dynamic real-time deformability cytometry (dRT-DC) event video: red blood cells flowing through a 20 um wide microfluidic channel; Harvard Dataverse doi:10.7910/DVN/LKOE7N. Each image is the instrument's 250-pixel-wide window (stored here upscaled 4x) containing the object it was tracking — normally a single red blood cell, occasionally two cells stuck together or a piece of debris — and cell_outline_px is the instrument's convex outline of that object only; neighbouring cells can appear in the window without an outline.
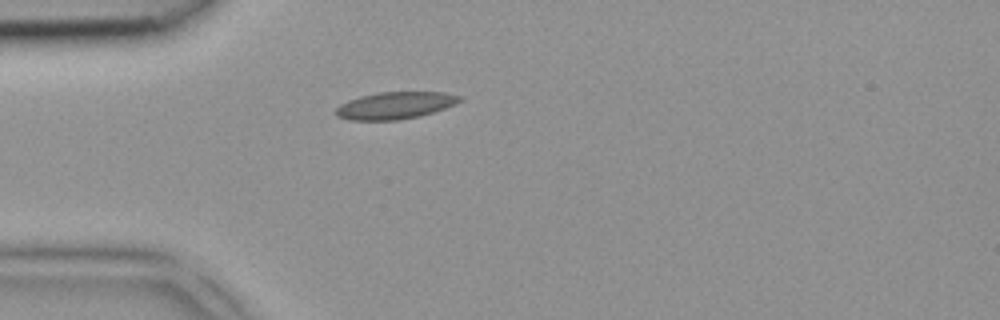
{"species": "common noctule bat (a hibernating species)", "species_latin": "Nyctalus noctula", "temperature_condition": "room temperature", "stored_images_in_passage": 5, "camera_frame_rate_fps": 3000, "um_per_image_px": 0.085, "animal": {"sex": "female", "body_mass_g": 18.4}, "frame": {"image": 1, "passage_image": 5, "time_ms": 1.333, "image_size_px": [1000, 320], "cell_outline_px": [[464, 100], [456, 104], [420, 116], [396, 120], [348, 120], [336, 116], [336, 108], [340, 104], [348, 100], [360, 96], [380, 92], [444, 92], [464, 96]], "centroid_in_image_um": [33.61, 8.96], "position_along_channel_um": 51.4, "area_um2": 19.65}}